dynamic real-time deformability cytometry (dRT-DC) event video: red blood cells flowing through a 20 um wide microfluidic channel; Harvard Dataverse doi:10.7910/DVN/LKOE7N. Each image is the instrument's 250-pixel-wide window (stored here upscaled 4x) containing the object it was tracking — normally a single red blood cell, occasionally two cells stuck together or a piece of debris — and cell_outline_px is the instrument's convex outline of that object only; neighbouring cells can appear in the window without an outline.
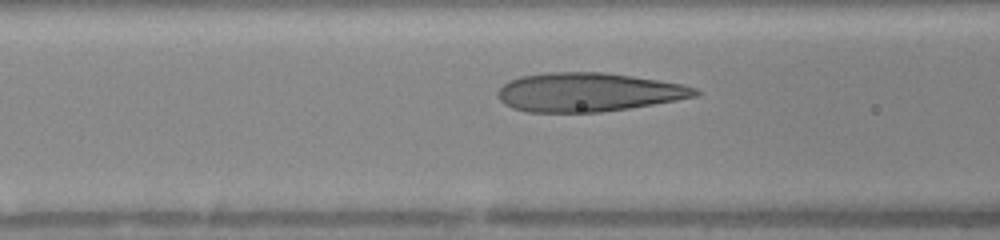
{"species": "human", "species_latin": "Homo sapiens", "temperature_condition": "warm", "stored_images_in_passage": 10, "camera_frame_rate_fps": 3000, "um_per_image_px": 0.085, "donor": {"sex": "female"}, "frame": {"image": 1, "passage_image": 9, "time_ms": 3.333, "image_size_px": [1000, 240], "cell_outline_px": [[700, 92], [696, 96], [676, 100], [628, 108], [600, 112], [528, 112], [512, 108], [504, 104], [500, 100], [496, 92], [504, 84], [520, 76], [548, 72], [604, 72], [632, 76], [680, 84], [696, 88]], "centroid_in_image_um": [49.95, 7.83], "position_along_channel_um": 116.6, "area_um2": 44.33}}